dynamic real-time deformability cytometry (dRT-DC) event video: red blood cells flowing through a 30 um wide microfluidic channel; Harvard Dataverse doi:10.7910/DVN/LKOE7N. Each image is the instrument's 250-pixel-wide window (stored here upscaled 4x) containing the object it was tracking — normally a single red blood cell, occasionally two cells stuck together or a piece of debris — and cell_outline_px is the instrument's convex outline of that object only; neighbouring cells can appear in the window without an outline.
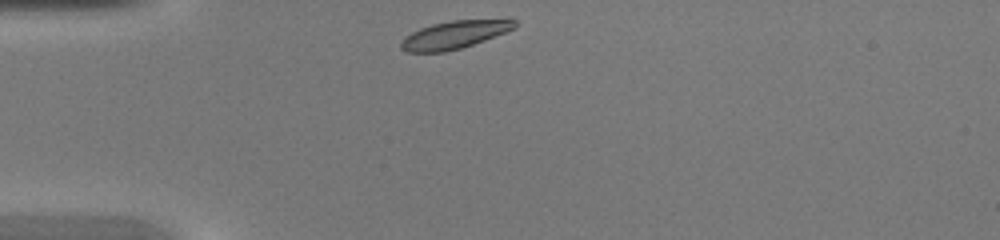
{"species": "common noctule bat (a hibernating species)", "species_latin": "Nyctalus noctula", "temperature_condition": "warm", "stored_images_in_passage": 28, "camera_frame_rate_fps": 3000, "um_per_image_px": 0.085, "animal": {"sex": "female", "body_mass_g": 20.0, "forearm_length_mm": 54.0}, "frame": {"image": 1, "passage_image": 1, "time_ms": 0.0, "image_size_px": [1000, 240], "cell_outline_px": [[516, 28], [484, 40], [460, 48], [444, 52], [408, 52], [400, 48], [400, 44], [404, 36], [420, 28], [432, 24], [452, 20], [508, 16], [512, 16], [516, 20]], "centroid_in_image_um": [38.74, 2.89], "position_along_channel_um": 46.3, "area_um2": 19.13}}
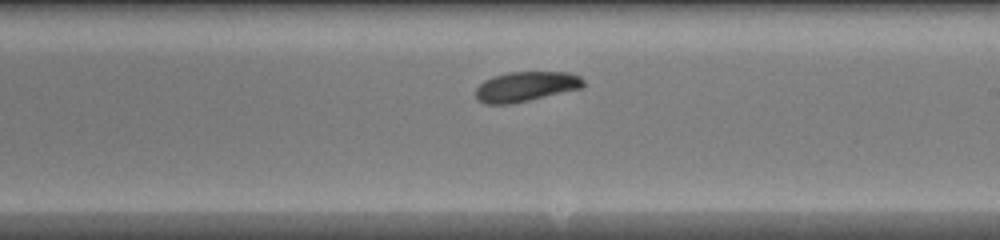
{"frame": {"image": 2, "passage_image": 16, "time_ms": 5.0, "image_size_px": [1000, 240], "cell_outline_px": [[584, 88], [528, 100], [508, 104], [484, 104], [476, 100], [476, 88], [484, 80], [492, 76], [508, 72], [568, 72], [580, 76], [584, 80]], "centroid_in_image_um": [44.69, 7.35], "position_along_channel_um": 244.3, "area_um2": 18.9}}
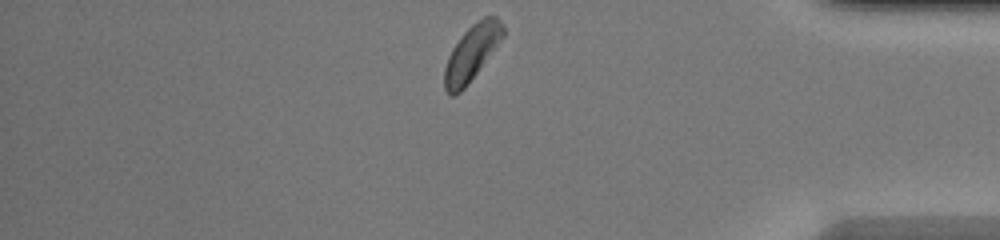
{"frame": {"image": 3, "passage_image": 28, "time_ms": 9.0, "image_size_px": [1000, 240], "cell_outline_px": [[504, 36], [464, 88], [460, 92], [452, 96], [448, 96], [444, 88], [444, 68], [448, 56], [452, 48], [460, 36], [476, 20], [484, 16], [496, 16], [500, 20], [504, 28]], "centroid_in_image_um": [40.07, 4.48], "position_along_channel_um": 395.1, "area_um2": 18.79}}